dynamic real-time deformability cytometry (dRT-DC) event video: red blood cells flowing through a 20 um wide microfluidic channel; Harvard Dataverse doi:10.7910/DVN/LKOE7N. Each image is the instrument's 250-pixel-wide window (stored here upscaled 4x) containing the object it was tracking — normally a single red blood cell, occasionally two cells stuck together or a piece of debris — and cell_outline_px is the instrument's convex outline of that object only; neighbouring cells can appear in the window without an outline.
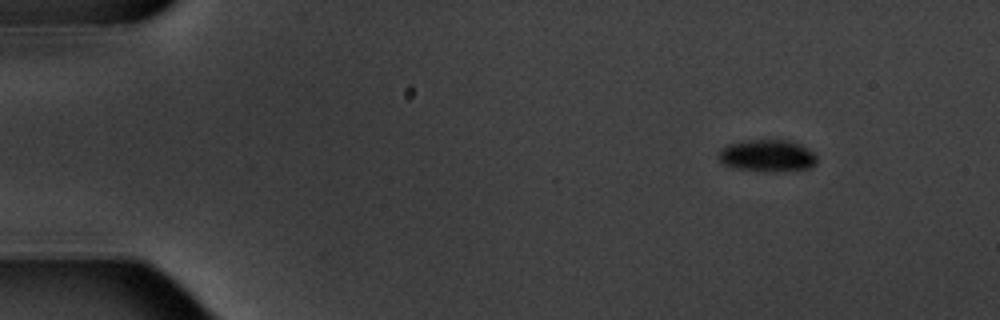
{"species": "common noctule bat (a hibernating species)", "species_latin": "Nyctalus noctula", "temperature_condition": "warm", "stored_images_in_passage": 5, "camera_frame_rate_fps": 3000, "um_per_image_px": 0.085, "animal": {"sex": "male", "body_mass_g": 20.1, "forearm_length_mm": 53.5}, "frame": {"image": 1, "passage_image": 2, "time_ms": 1.333, "image_size_px": [1000, 320], "cell_outline_px": [[816, 164], [812, 168], [784, 172], [736, 168], [724, 164], [720, 160], [720, 152], [728, 144], [748, 140], [788, 140], [800, 144], [808, 148], [816, 156]], "centroid_in_image_um": [65.3, 13.24], "position_along_channel_um": 19.7, "area_um2": 18.15}}
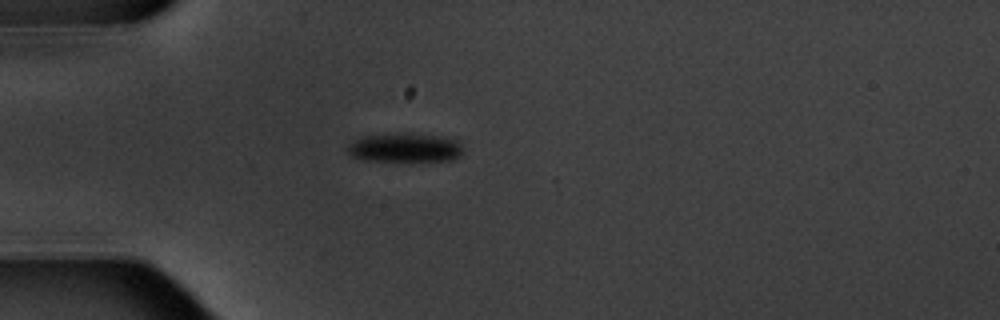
{"frame": {"image": 2, "passage_image": 5, "time_ms": 4.667, "image_size_px": [1000, 320], "cell_outline_px": [[464, 152], [460, 156], [452, 160], [364, 160], [352, 156], [348, 152], [348, 144], [360, 136], [396, 132], [408, 132], [444, 136], [456, 140], [460, 144]], "centroid_in_image_um": [34.42, 12.51], "position_along_channel_um": 50.6, "area_um2": 19.83}}